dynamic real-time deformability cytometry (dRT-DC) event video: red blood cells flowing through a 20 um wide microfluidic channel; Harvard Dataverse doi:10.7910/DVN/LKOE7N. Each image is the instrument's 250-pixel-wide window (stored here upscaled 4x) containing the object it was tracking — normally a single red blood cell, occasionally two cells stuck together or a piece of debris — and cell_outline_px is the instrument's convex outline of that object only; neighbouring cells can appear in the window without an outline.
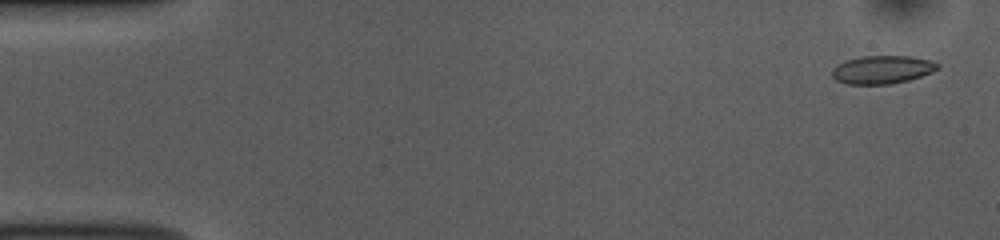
{"species": "common noctule bat (a hibernating species)", "species_latin": "Nyctalus noctula", "temperature_condition": "room temperature", "stored_images_in_passage": 52, "camera_frame_rate_fps": 3000, "um_per_image_px": 0.085, "animal": {"sex": "female", "body_mass_g": 10.0, "forearm_length_mm": 53.1}, "frame": {"image": 1, "passage_image": 2, "time_ms": 0.333, "image_size_px": [1000, 240], "cell_outline_px": [[940, 68], [932, 72], [908, 80], [892, 84], [848, 84], [836, 80], [832, 76], [832, 68], [836, 64], [848, 60], [864, 56], [912, 56], [928, 60], [940, 64]], "centroid_in_image_um": [74.99, 5.92], "position_along_channel_um": 10.0, "area_um2": 17.28}}
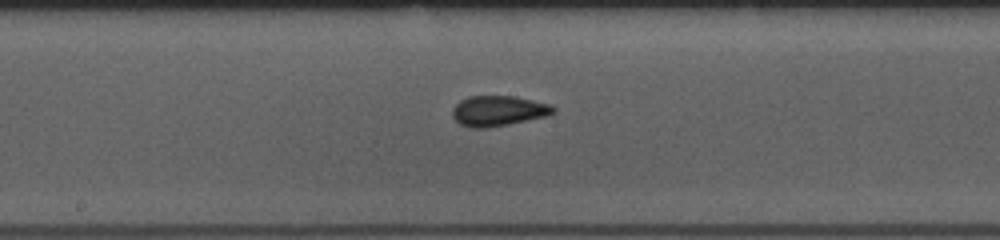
{"frame": {"image": 2, "passage_image": 27, "time_ms": 8.667, "image_size_px": [1000, 240], "cell_outline_px": [[556, 112], [548, 116], [508, 124], [484, 128], [468, 128], [460, 124], [452, 116], [452, 108], [460, 100], [468, 96], [512, 96], [532, 100], [548, 104], [556, 108]], "centroid_in_image_um": [42.34, 9.43], "position_along_channel_um": 205.9, "area_um2": 17.86}}
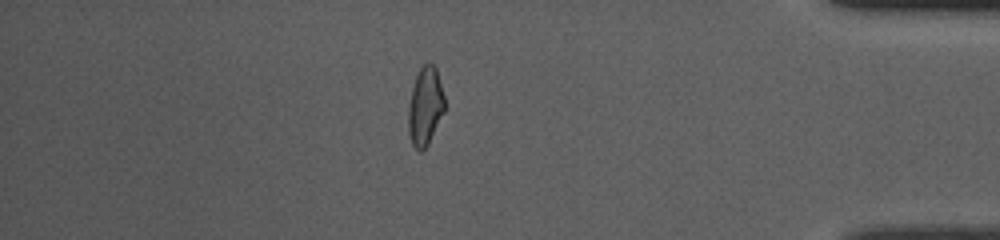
{"frame": {"image": 3, "passage_image": 45, "time_ms": 14.667, "image_size_px": [1000, 240], "cell_outline_px": [[444, 112], [428, 144], [420, 152], [412, 144], [408, 132], [408, 104], [412, 88], [416, 76], [420, 68], [428, 60], [436, 68], [444, 96]], "centroid_in_image_um": [36.13, 9.02], "position_along_channel_um": 399.1, "area_um2": 16.53}, "authors_computed_cell_mechanics": {"area_um2": 17.1377, "velocity_mm_per_s": 3.8249, "shape_relaxation_time_tau1_ms": 5.1859, "shape_relaxation_time_tau2_ms": 0.8433, "deformation_change_tau1": 0.1534, "deformation_change_tau2": 0.0608}}